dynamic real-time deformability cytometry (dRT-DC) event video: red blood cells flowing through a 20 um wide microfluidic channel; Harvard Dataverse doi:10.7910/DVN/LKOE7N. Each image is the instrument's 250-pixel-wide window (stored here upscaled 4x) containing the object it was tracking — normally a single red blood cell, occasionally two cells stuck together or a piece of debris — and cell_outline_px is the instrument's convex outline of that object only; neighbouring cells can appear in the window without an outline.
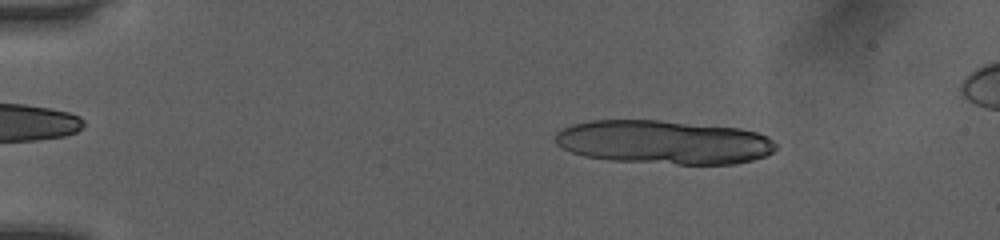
{"species": "human", "species_latin": "Homo sapiens", "temperature_condition": "room temperature", "stored_images_in_passage": 13, "camera_frame_rate_fps": 3000, "um_per_image_px": 0.085, "donor": {"sex": "female"}, "frame": {"image": 1, "passage_image": 8, "time_ms": 2.333, "image_size_px": [1000, 240], "cell_outline_px": [[776, 148], [772, 152], [764, 156], [752, 160], [736, 164], [676, 164], [608, 160], [584, 156], [560, 148], [556, 144], [552, 136], [560, 128], [572, 124], [592, 120], [660, 120], [740, 128], [756, 132], [768, 136], [776, 144]], "centroid_in_image_um": [56.37, 12.08], "position_along_channel_um": 28.6, "area_um2": 56.82}}